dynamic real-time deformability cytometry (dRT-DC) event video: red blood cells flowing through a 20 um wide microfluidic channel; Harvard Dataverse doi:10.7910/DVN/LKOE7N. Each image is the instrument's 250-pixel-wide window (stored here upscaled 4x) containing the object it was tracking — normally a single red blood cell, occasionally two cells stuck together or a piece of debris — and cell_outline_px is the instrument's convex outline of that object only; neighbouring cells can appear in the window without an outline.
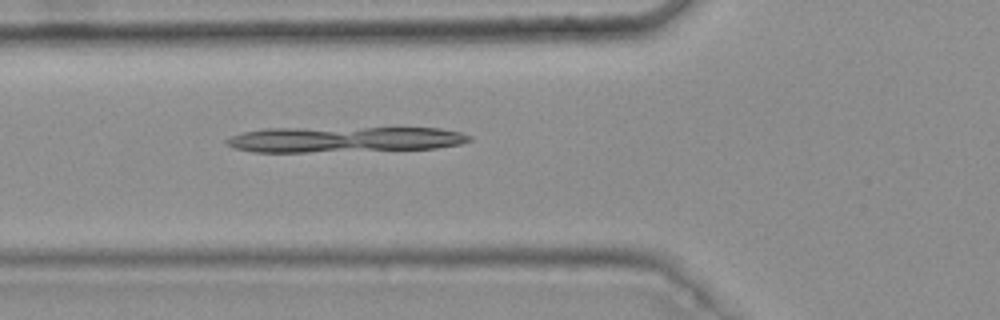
{"species": "common noctule bat (a hibernating species)", "species_latin": "Nyctalus noctula", "temperature_condition": "warm", "stored_images_in_passage": 48, "camera_frame_rate_fps": 3000, "um_per_image_px": 0.085, "animal": {"sex": "female", "body_mass_g": 25.1}, "frame": {"image": 1, "passage_image": 19, "time_ms": 6.0, "image_size_px": [1000, 320], "cell_outline_px": [[472, 140], [460, 144], [436, 148], [308, 152], [252, 152], [232, 148], [224, 144], [224, 140], [228, 136], [244, 132], [264, 128], [440, 128], [460, 132], [472, 136]], "centroid_in_image_um": [29.19, 11.85], "position_along_channel_um": 96.6, "area_um2": 36.53}}